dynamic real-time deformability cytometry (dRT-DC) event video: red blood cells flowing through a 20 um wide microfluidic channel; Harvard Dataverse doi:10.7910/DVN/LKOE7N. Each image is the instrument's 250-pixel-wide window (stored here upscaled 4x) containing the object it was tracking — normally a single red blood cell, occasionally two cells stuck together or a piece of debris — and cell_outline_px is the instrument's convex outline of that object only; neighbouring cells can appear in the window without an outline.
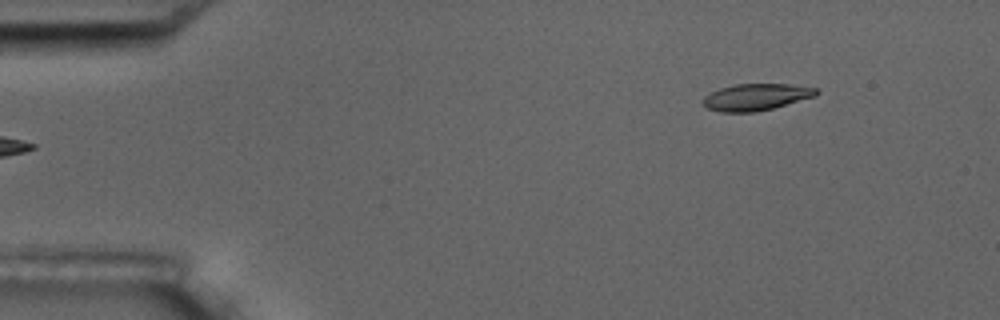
{"species": "common noctule bat (a hibernating species)", "species_latin": "Nyctalus noctula", "temperature_condition": "room temperature", "stored_images_in_passage": 6, "segment_of_instrument_passage": [2, 2], "camera_frame_rate_fps": 3000, "um_per_image_px": 0.085, "animal": {"sex": "male", "body_mass_g": 17.5, "forearm_length_mm": 52.3}, "frame": {"image": 1, "passage_image": 6, "time_ms": 5.667, "image_size_px": [1000, 320], "cell_outline_px": [[820, 92], [816, 96], [772, 108], [756, 112], [720, 112], [708, 108], [700, 100], [704, 96], [720, 88], [736, 84], [788, 84], [816, 88]], "centroid_in_image_um": [64.26, 8.25], "position_along_channel_um": 20.7, "area_um2": 17.57}}